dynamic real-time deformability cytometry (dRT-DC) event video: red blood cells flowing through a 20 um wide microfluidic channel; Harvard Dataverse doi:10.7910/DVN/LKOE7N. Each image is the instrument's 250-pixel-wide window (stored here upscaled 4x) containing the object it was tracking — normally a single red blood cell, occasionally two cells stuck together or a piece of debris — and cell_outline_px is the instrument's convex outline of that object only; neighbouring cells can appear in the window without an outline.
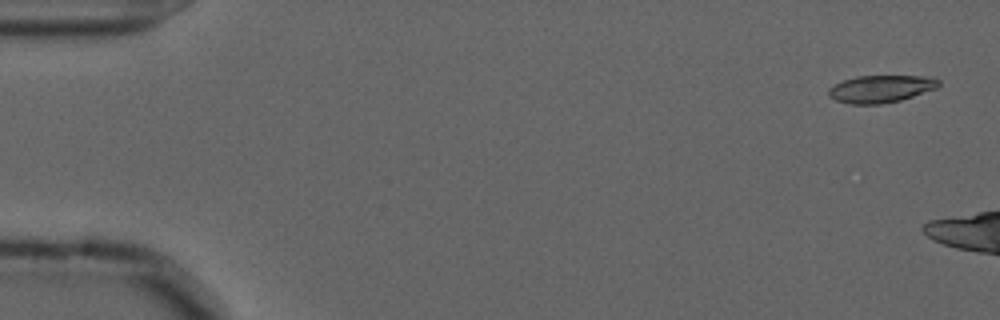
{"species": "common noctule bat (a hibernating species)", "species_latin": "Nyctalus noctula", "temperature_condition": "cold", "stored_images_in_passage": 13, "camera_frame_rate_fps": 3000, "um_per_image_px": 0.085, "animal": {"sex": "male", "forearm_length_mm": 52.5}, "frame": {"image": 1, "passage_image": 2, "time_ms": 0.333, "image_size_px": [1000, 320], "cell_outline_px": [[940, 84], [936, 88], [900, 100], [880, 104], [852, 104], [836, 100], [828, 96], [828, 88], [832, 84], [856, 76], [928, 76], [940, 80]], "centroid_in_image_um": [74.83, 7.54], "position_along_channel_um": 10.2, "area_um2": 17.51}}